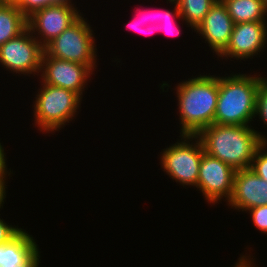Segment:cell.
<instances>
[{
  "label": "cell",
  "instance_id": "obj_1",
  "mask_svg": "<svg viewBox=\"0 0 267 267\" xmlns=\"http://www.w3.org/2000/svg\"><path fill=\"white\" fill-rule=\"evenodd\" d=\"M249 125L212 124L197 136L204 151L235 170L249 169L254 153L266 139Z\"/></svg>",
  "mask_w": 267,
  "mask_h": 267
},
{
  "label": "cell",
  "instance_id": "obj_2",
  "mask_svg": "<svg viewBox=\"0 0 267 267\" xmlns=\"http://www.w3.org/2000/svg\"><path fill=\"white\" fill-rule=\"evenodd\" d=\"M180 135H197L214 123L219 76L201 75L177 85Z\"/></svg>",
  "mask_w": 267,
  "mask_h": 267
},
{
  "label": "cell",
  "instance_id": "obj_3",
  "mask_svg": "<svg viewBox=\"0 0 267 267\" xmlns=\"http://www.w3.org/2000/svg\"><path fill=\"white\" fill-rule=\"evenodd\" d=\"M262 79L247 74L219 77L214 124L249 125L256 117L257 92Z\"/></svg>",
  "mask_w": 267,
  "mask_h": 267
},
{
  "label": "cell",
  "instance_id": "obj_4",
  "mask_svg": "<svg viewBox=\"0 0 267 267\" xmlns=\"http://www.w3.org/2000/svg\"><path fill=\"white\" fill-rule=\"evenodd\" d=\"M42 85L34 104L35 123L40 131H58L66 122L73 120L82 98L69 89L43 82Z\"/></svg>",
  "mask_w": 267,
  "mask_h": 267
},
{
  "label": "cell",
  "instance_id": "obj_5",
  "mask_svg": "<svg viewBox=\"0 0 267 267\" xmlns=\"http://www.w3.org/2000/svg\"><path fill=\"white\" fill-rule=\"evenodd\" d=\"M91 27L81 17L44 46V52L53 58L96 66V45Z\"/></svg>",
  "mask_w": 267,
  "mask_h": 267
},
{
  "label": "cell",
  "instance_id": "obj_6",
  "mask_svg": "<svg viewBox=\"0 0 267 267\" xmlns=\"http://www.w3.org/2000/svg\"><path fill=\"white\" fill-rule=\"evenodd\" d=\"M194 139L196 143L191 142ZM181 140L184 141L167 147L161 153V166L183 187L184 185L197 187L200 160L205 152L202 141L197 135L188 134L181 135Z\"/></svg>",
  "mask_w": 267,
  "mask_h": 267
},
{
  "label": "cell",
  "instance_id": "obj_7",
  "mask_svg": "<svg viewBox=\"0 0 267 267\" xmlns=\"http://www.w3.org/2000/svg\"><path fill=\"white\" fill-rule=\"evenodd\" d=\"M37 38L27 28L19 36L5 42L0 46V64L16 74L39 73L44 47Z\"/></svg>",
  "mask_w": 267,
  "mask_h": 267
},
{
  "label": "cell",
  "instance_id": "obj_8",
  "mask_svg": "<svg viewBox=\"0 0 267 267\" xmlns=\"http://www.w3.org/2000/svg\"><path fill=\"white\" fill-rule=\"evenodd\" d=\"M73 5L71 1L59 2L37 10L27 18L28 29L41 35L37 40L43 47L81 17Z\"/></svg>",
  "mask_w": 267,
  "mask_h": 267
},
{
  "label": "cell",
  "instance_id": "obj_9",
  "mask_svg": "<svg viewBox=\"0 0 267 267\" xmlns=\"http://www.w3.org/2000/svg\"><path fill=\"white\" fill-rule=\"evenodd\" d=\"M236 170L230 165L204 152L199 167L197 189L207 202L218 203L223 197L227 202L233 192Z\"/></svg>",
  "mask_w": 267,
  "mask_h": 267
},
{
  "label": "cell",
  "instance_id": "obj_10",
  "mask_svg": "<svg viewBox=\"0 0 267 267\" xmlns=\"http://www.w3.org/2000/svg\"><path fill=\"white\" fill-rule=\"evenodd\" d=\"M96 66H86L77 62L56 59L45 52L42 57L41 78L48 85L69 89L82 98L84 86ZM43 70V71H42Z\"/></svg>",
  "mask_w": 267,
  "mask_h": 267
},
{
  "label": "cell",
  "instance_id": "obj_11",
  "mask_svg": "<svg viewBox=\"0 0 267 267\" xmlns=\"http://www.w3.org/2000/svg\"><path fill=\"white\" fill-rule=\"evenodd\" d=\"M267 42L266 22H243L234 24L230 41L220 57L235 59L253 58Z\"/></svg>",
  "mask_w": 267,
  "mask_h": 267
},
{
  "label": "cell",
  "instance_id": "obj_12",
  "mask_svg": "<svg viewBox=\"0 0 267 267\" xmlns=\"http://www.w3.org/2000/svg\"><path fill=\"white\" fill-rule=\"evenodd\" d=\"M228 202L231 207L242 211L267 205V181L261 179L250 168L236 170L233 192Z\"/></svg>",
  "mask_w": 267,
  "mask_h": 267
},
{
  "label": "cell",
  "instance_id": "obj_13",
  "mask_svg": "<svg viewBox=\"0 0 267 267\" xmlns=\"http://www.w3.org/2000/svg\"><path fill=\"white\" fill-rule=\"evenodd\" d=\"M233 27L234 22L228 14L226 5L222 0H217L194 31L197 30L219 56L229 44Z\"/></svg>",
  "mask_w": 267,
  "mask_h": 267
},
{
  "label": "cell",
  "instance_id": "obj_14",
  "mask_svg": "<svg viewBox=\"0 0 267 267\" xmlns=\"http://www.w3.org/2000/svg\"><path fill=\"white\" fill-rule=\"evenodd\" d=\"M32 235L24 229L8 243L0 245V267H19L37 250Z\"/></svg>",
  "mask_w": 267,
  "mask_h": 267
},
{
  "label": "cell",
  "instance_id": "obj_15",
  "mask_svg": "<svg viewBox=\"0 0 267 267\" xmlns=\"http://www.w3.org/2000/svg\"><path fill=\"white\" fill-rule=\"evenodd\" d=\"M27 28V17L17 6L11 0H0V46Z\"/></svg>",
  "mask_w": 267,
  "mask_h": 267
},
{
  "label": "cell",
  "instance_id": "obj_16",
  "mask_svg": "<svg viewBox=\"0 0 267 267\" xmlns=\"http://www.w3.org/2000/svg\"><path fill=\"white\" fill-rule=\"evenodd\" d=\"M169 1V3L171 2V4H174L175 5V8H174V10L175 11H172V12H170V11H168V10H166V11H161V12H159V13H155V15H153L154 13L153 12H151V14H150V12H149V16L147 15L146 16V13L145 14H143L144 16L143 17H141V22L139 21L140 19H138V21H139V23H138V21H137V19H135V20H133V22H129L128 24H127V28H131V29H134L135 31H139L140 33H144V34H150V33H154V31H163V29L165 30V33H167V34H172V35H174V34H176V35H180V30L178 29H176V27L174 26V19L172 18L173 16H175V18H180V20L182 19V17H181V15H180V12H179V8H178V6H177V3L175 2V0H168ZM173 12H175V13H173ZM173 13V14H172ZM140 14V13H139ZM142 14V13H141ZM140 14V15H141ZM148 14V13H147ZM139 17V18H140ZM138 18V17H137ZM152 18V19H151ZM148 19V20H147ZM159 20L161 21V22H159ZM143 21V22H142ZM149 22L150 21V23H148V24H152V25H147V26H143V24H144V22ZM154 21V22H153ZM156 21V22H155ZM157 21H158V23H157ZM152 22V23H151ZM142 24V25H141ZM147 23H145L144 25H146ZM164 25V26H163ZM160 26V27H159ZM176 29V30H175Z\"/></svg>",
  "mask_w": 267,
  "mask_h": 267
},
{
  "label": "cell",
  "instance_id": "obj_17",
  "mask_svg": "<svg viewBox=\"0 0 267 267\" xmlns=\"http://www.w3.org/2000/svg\"><path fill=\"white\" fill-rule=\"evenodd\" d=\"M234 24L265 22L267 9L262 0H222Z\"/></svg>",
  "mask_w": 267,
  "mask_h": 267
},
{
  "label": "cell",
  "instance_id": "obj_18",
  "mask_svg": "<svg viewBox=\"0 0 267 267\" xmlns=\"http://www.w3.org/2000/svg\"><path fill=\"white\" fill-rule=\"evenodd\" d=\"M217 0H175L182 20L195 29Z\"/></svg>",
  "mask_w": 267,
  "mask_h": 267
},
{
  "label": "cell",
  "instance_id": "obj_19",
  "mask_svg": "<svg viewBox=\"0 0 267 267\" xmlns=\"http://www.w3.org/2000/svg\"><path fill=\"white\" fill-rule=\"evenodd\" d=\"M267 139L256 149L250 169L261 179L267 181ZM266 150V151H265Z\"/></svg>",
  "mask_w": 267,
  "mask_h": 267
},
{
  "label": "cell",
  "instance_id": "obj_20",
  "mask_svg": "<svg viewBox=\"0 0 267 267\" xmlns=\"http://www.w3.org/2000/svg\"><path fill=\"white\" fill-rule=\"evenodd\" d=\"M17 8L28 18L35 11L52 5L48 0H11Z\"/></svg>",
  "mask_w": 267,
  "mask_h": 267
},
{
  "label": "cell",
  "instance_id": "obj_21",
  "mask_svg": "<svg viewBox=\"0 0 267 267\" xmlns=\"http://www.w3.org/2000/svg\"><path fill=\"white\" fill-rule=\"evenodd\" d=\"M256 115H259L263 123L267 125V79L265 77L261 80L257 92Z\"/></svg>",
  "mask_w": 267,
  "mask_h": 267
},
{
  "label": "cell",
  "instance_id": "obj_22",
  "mask_svg": "<svg viewBox=\"0 0 267 267\" xmlns=\"http://www.w3.org/2000/svg\"><path fill=\"white\" fill-rule=\"evenodd\" d=\"M253 224L263 233L267 234V205L250 208Z\"/></svg>",
  "mask_w": 267,
  "mask_h": 267
},
{
  "label": "cell",
  "instance_id": "obj_23",
  "mask_svg": "<svg viewBox=\"0 0 267 267\" xmlns=\"http://www.w3.org/2000/svg\"><path fill=\"white\" fill-rule=\"evenodd\" d=\"M22 228L14 227L12 225H8L4 222V220L0 219V245L8 243L14 237H16Z\"/></svg>",
  "mask_w": 267,
  "mask_h": 267
},
{
  "label": "cell",
  "instance_id": "obj_24",
  "mask_svg": "<svg viewBox=\"0 0 267 267\" xmlns=\"http://www.w3.org/2000/svg\"><path fill=\"white\" fill-rule=\"evenodd\" d=\"M4 153V148L0 143V179H5L6 174L10 175V172L7 171V166H6V157Z\"/></svg>",
  "mask_w": 267,
  "mask_h": 267
},
{
  "label": "cell",
  "instance_id": "obj_25",
  "mask_svg": "<svg viewBox=\"0 0 267 267\" xmlns=\"http://www.w3.org/2000/svg\"><path fill=\"white\" fill-rule=\"evenodd\" d=\"M39 249L22 265L19 267H38L39 266Z\"/></svg>",
  "mask_w": 267,
  "mask_h": 267
},
{
  "label": "cell",
  "instance_id": "obj_26",
  "mask_svg": "<svg viewBox=\"0 0 267 267\" xmlns=\"http://www.w3.org/2000/svg\"><path fill=\"white\" fill-rule=\"evenodd\" d=\"M6 184L5 179H0V208L4 204V199L6 198ZM3 202V203H2Z\"/></svg>",
  "mask_w": 267,
  "mask_h": 267
},
{
  "label": "cell",
  "instance_id": "obj_27",
  "mask_svg": "<svg viewBox=\"0 0 267 267\" xmlns=\"http://www.w3.org/2000/svg\"><path fill=\"white\" fill-rule=\"evenodd\" d=\"M238 262L236 263L234 267H252L253 266L251 258L249 259V257L248 258H246L245 256L240 257Z\"/></svg>",
  "mask_w": 267,
  "mask_h": 267
},
{
  "label": "cell",
  "instance_id": "obj_28",
  "mask_svg": "<svg viewBox=\"0 0 267 267\" xmlns=\"http://www.w3.org/2000/svg\"><path fill=\"white\" fill-rule=\"evenodd\" d=\"M51 4H56L59 2H66V1H70V0H48Z\"/></svg>",
  "mask_w": 267,
  "mask_h": 267
},
{
  "label": "cell",
  "instance_id": "obj_29",
  "mask_svg": "<svg viewBox=\"0 0 267 267\" xmlns=\"http://www.w3.org/2000/svg\"><path fill=\"white\" fill-rule=\"evenodd\" d=\"M263 1V3H264V6L266 7V9H267V0H262Z\"/></svg>",
  "mask_w": 267,
  "mask_h": 267
}]
</instances>
